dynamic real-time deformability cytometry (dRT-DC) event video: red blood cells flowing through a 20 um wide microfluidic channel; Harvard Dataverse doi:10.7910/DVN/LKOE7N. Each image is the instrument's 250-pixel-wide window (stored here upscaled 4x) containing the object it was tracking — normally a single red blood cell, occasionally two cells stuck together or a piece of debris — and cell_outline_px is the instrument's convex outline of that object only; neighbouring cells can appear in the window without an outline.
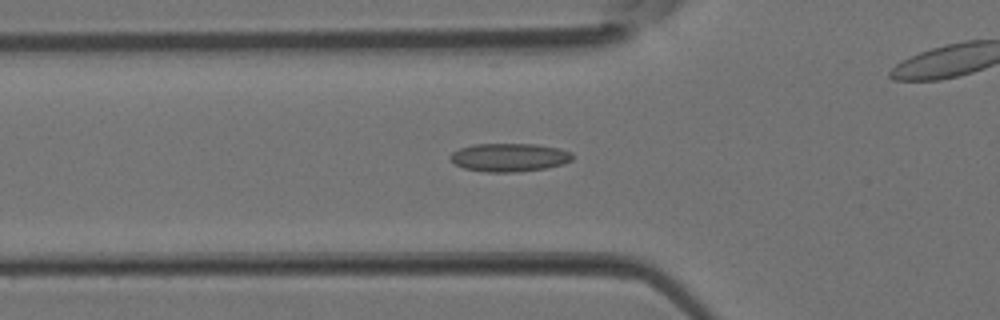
{"species": "Egyptian fruit bat (a non-hibernating species)", "species_latin": "Rousettus aegyptiacus", "temperature_condition": "room temperature", "stored_images_in_passage": 39, "camera_frame_rate_fps": 3000, "um_per_image_px": 0.085, "animal": {"sex": "female"}, "frame": {"image": 1, "passage_image": 13, "time_ms": 4.0, "image_size_px": [1000, 320], "cell_outline_px": [[572, 160], [564, 164], [544, 168], [516, 172], [488, 172], [464, 168], [456, 164], [448, 156], [452, 152], [460, 148], [472, 144], [536, 144], [560, 148], [572, 152]], "centroid_in_image_um": [43.3, 13.37], "position_along_channel_um": 82.5, "area_um2": 20.17}}
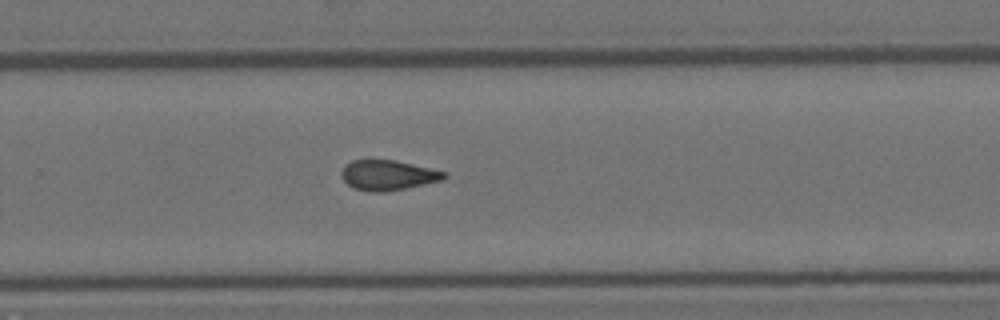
{"frame": {"image": 2, "passage_image": 25, "time_ms": 8.0, "image_size_px": [1000, 320], "cell_outline_px": [[448, 176], [444, 180], [384, 192], [372, 192], [352, 188], [340, 176], [340, 172], [344, 164], [352, 160], [396, 160], [448, 172]], "centroid_in_image_um": [32.97, 14.88], "position_along_channel_um": 296.8, "area_um2": 18.21}}
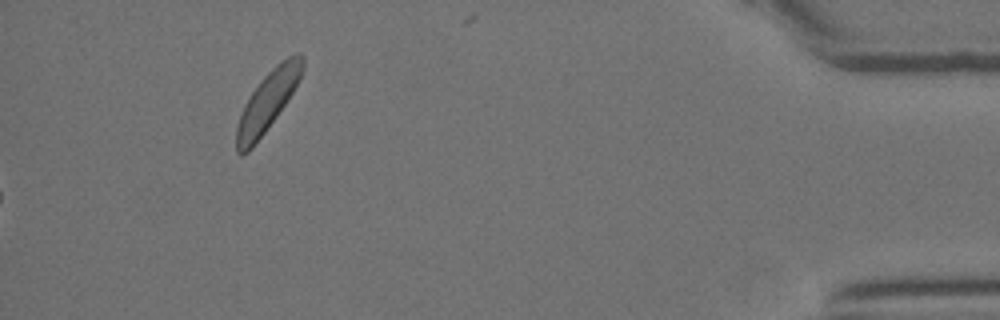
{"frame": {"image": 3, "passage_image": 39, "time_ms": 12.667, "image_size_px": [1000, 320], "cell_outline_px": [[304, 68], [292, 92], [276, 116], [252, 148], [248, 152], [240, 156], [236, 152], [236, 124], [244, 104], [260, 80], [276, 64], [288, 56], [300, 52], [304, 56]], "centroid_in_image_um": [22.71, 8.61], "position_along_channel_um": 412.5, "area_um2": 22.54}}